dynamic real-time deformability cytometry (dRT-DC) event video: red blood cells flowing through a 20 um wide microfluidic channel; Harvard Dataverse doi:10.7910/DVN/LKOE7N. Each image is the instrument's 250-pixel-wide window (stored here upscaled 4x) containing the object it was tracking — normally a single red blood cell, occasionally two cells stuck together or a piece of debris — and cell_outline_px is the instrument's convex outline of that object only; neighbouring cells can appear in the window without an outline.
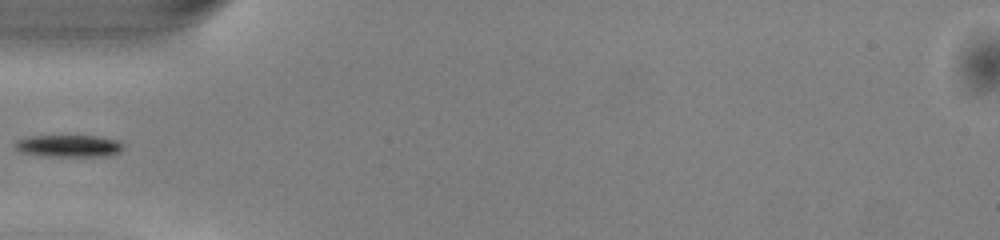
{"species": "common noctule bat (a hibernating species)", "species_latin": "Nyctalus noctula", "temperature_condition": "warm", "stored_images_in_passage": 34, "camera_frame_rate_fps": 3000, "um_per_image_px": 0.085, "animal": {"sex": "male", "body_mass_g": 13.0, "forearm_length_mm": 53.1}, "frame": {"image": 1, "passage_image": 1, "time_ms": 0.0, "image_size_px": [1000, 240], "cell_outline_px": [[124, 148], [120, 152], [108, 156], [44, 156], [20, 152], [12, 144], [16, 140], [32, 136], [96, 136], [116, 140], [124, 144]], "centroid_in_image_um": [5.84, 12.41], "position_along_channel_um": 79.2, "area_um2": 13.99}}
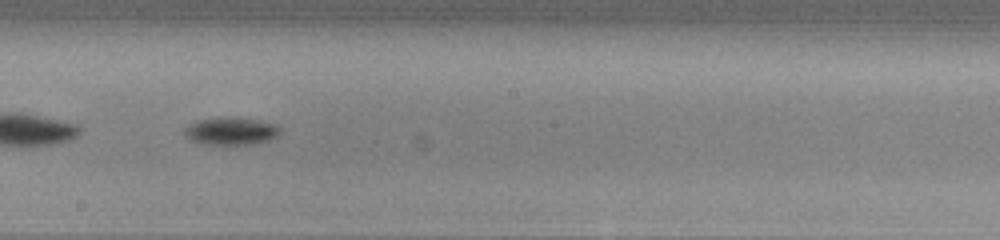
{"frame": {"image": 2, "passage_image": 12, "time_ms": 3.667, "image_size_px": [1000, 240], "cell_outline_px": [[280, 132], [276, 136], [268, 140], [256, 144], [204, 144], [192, 140], [184, 132], [184, 128], [196, 120], [260, 120], [276, 124], [280, 128]], "centroid_in_image_um": [19.67, 11.19], "position_along_channel_um": 228.5, "area_um2": 14.45}}
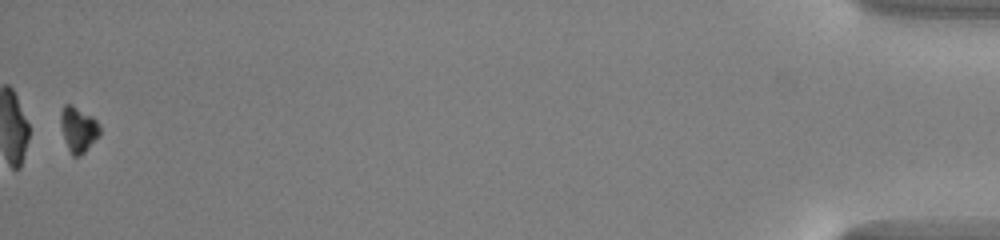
{"frame": {"image": 3, "passage_image": 34, "time_ms": 11.0, "image_size_px": [1000, 240], "cell_outline_px": [[100, 132], [84, 152], [80, 156], [72, 156], [68, 148], [60, 124], [60, 112], [64, 104], [72, 104], [92, 116], [100, 124]], "centroid_in_image_um": [6.64, 10.95], "position_along_channel_um": 428.6, "area_um2": 10.17}}